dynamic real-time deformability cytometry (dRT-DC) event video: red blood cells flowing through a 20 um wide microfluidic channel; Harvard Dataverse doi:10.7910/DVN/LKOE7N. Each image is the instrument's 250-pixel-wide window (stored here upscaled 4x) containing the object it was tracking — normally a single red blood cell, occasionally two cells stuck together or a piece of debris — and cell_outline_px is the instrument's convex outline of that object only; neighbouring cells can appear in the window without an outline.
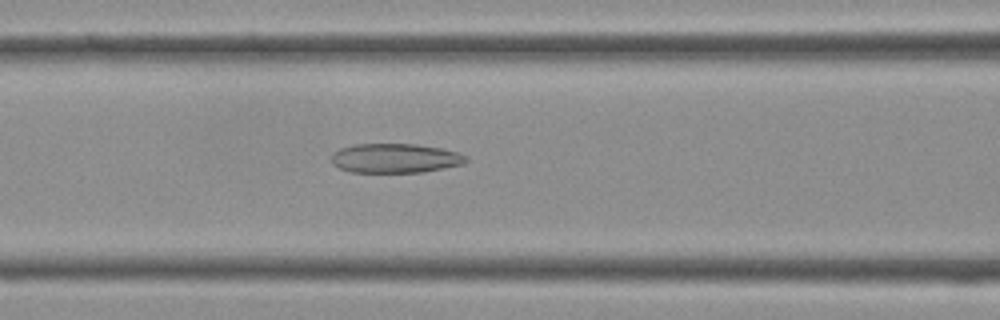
{"species": "Egyptian fruit bat (a non-hibernating species)", "species_latin": "Rousettus aegyptiacus", "temperature_condition": "cold", "stored_images_in_passage": 30, "camera_frame_rate_fps": 3000, "um_per_image_px": 0.085, "frame": {"image": 1, "passage_image": 6, "time_ms": 1.667, "image_size_px": [1000, 320], "cell_outline_px": [[468, 160], [464, 164], [424, 172], [348, 172], [332, 164], [332, 152], [340, 148], [352, 144], [416, 144], [440, 148], [456, 152], [468, 156]], "centroid_in_image_um": [33.58, 13.45], "position_along_channel_um": 133.0, "area_um2": 23.18}}
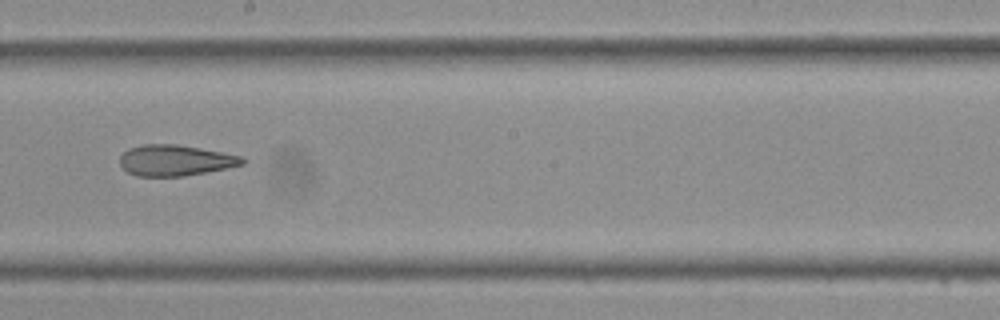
{"frame": {"image": 2, "passage_image": 12, "time_ms": 3.667, "image_size_px": [1000, 320], "cell_outline_px": [[248, 160], [244, 164], [184, 176], [136, 176], [128, 172], [120, 164], [120, 156], [128, 148], [144, 144], [176, 144], [200, 148], [244, 156]], "centroid_in_image_um": [14.91, 13.62], "position_along_channel_um": 233.3, "area_um2": 22.02}}
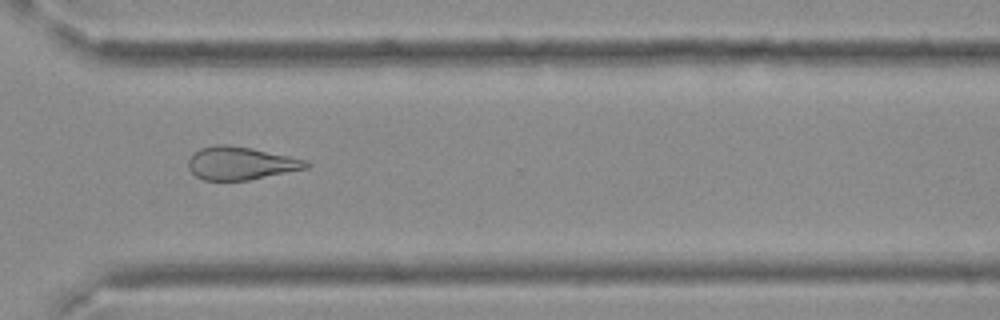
{"frame": {"image": 3, "passage_image": 19, "time_ms": 6.0, "image_size_px": [1000, 320], "cell_outline_px": [[312, 164], [308, 168], [248, 180], [204, 180], [196, 176], [188, 168], [188, 160], [192, 152], [200, 148], [216, 144], [228, 144], [252, 148], [308, 160]], "centroid_in_image_um": [20.46, 13.86], "position_along_channel_um": 350.1, "area_um2": 22.83}}